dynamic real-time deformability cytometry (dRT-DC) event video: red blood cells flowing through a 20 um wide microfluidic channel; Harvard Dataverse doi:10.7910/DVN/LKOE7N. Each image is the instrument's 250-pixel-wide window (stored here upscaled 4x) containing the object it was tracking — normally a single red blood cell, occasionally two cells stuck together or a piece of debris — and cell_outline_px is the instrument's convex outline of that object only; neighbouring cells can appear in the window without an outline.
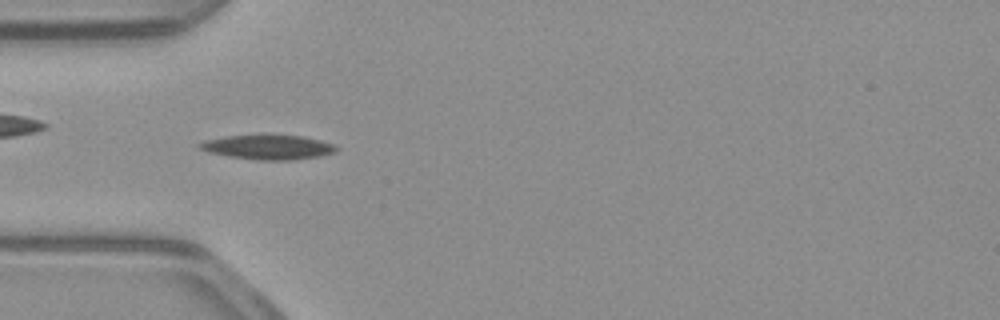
{"species": "common noctule bat (a hibernating species)", "species_latin": "Nyctalus noctula", "temperature_condition": "warm", "stored_images_in_passage": 34, "camera_frame_rate_fps": 3000, "um_per_image_px": 0.085, "animal": {"sex": "male", "body_mass_g": 23.1, "forearm_length_mm": 52.7}, "frame": {"image": 1, "passage_image": 1, "time_ms": 0.0, "image_size_px": [1000, 320], "cell_outline_px": [[340, 148], [336, 152], [320, 156], [292, 160], [256, 160], [228, 156], [208, 152], [200, 148], [196, 144], [204, 140], [224, 136], [260, 132], [268, 132], [304, 136], [336, 144]], "centroid_in_image_um": [22.8, 12.45], "position_along_channel_um": 62.2, "area_um2": 20.75}}
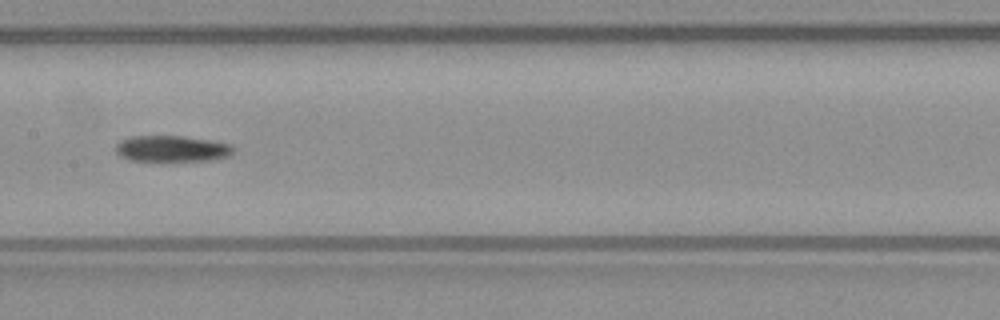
{"frame": {"image": 2, "passage_image": 11, "time_ms": 3.333, "image_size_px": [1000, 320], "cell_outline_px": [[236, 148], [228, 156], [212, 160], [132, 160], [120, 156], [116, 152], [116, 144], [120, 140], [132, 136], [184, 136], [212, 140], [232, 144]], "centroid_in_image_um": [14.64, 12.62], "position_along_channel_um": 192.8, "area_um2": 17.86}}
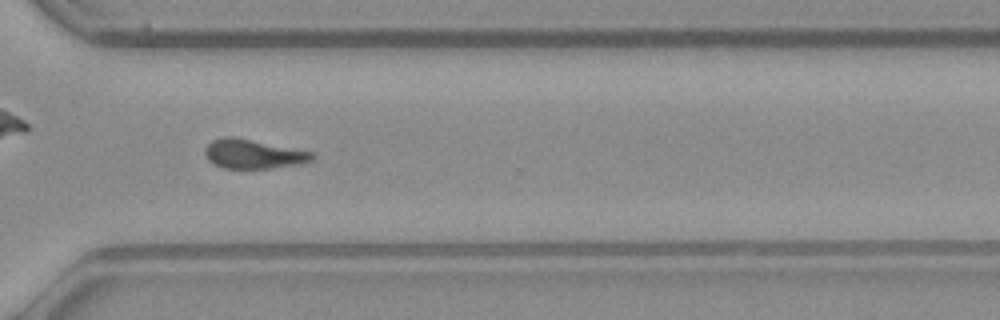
{"frame": {"image": 3, "passage_image": 23, "time_ms": 7.333, "image_size_px": [1000, 320], "cell_outline_px": [[316, 156], [312, 160], [300, 164], [272, 168], [224, 168], [208, 160], [204, 152], [204, 148], [212, 140], [224, 136], [232, 136], [316, 152]], "centroid_in_image_um": [21.56, 13.08], "position_along_channel_um": 349.0, "area_um2": 18.38}}